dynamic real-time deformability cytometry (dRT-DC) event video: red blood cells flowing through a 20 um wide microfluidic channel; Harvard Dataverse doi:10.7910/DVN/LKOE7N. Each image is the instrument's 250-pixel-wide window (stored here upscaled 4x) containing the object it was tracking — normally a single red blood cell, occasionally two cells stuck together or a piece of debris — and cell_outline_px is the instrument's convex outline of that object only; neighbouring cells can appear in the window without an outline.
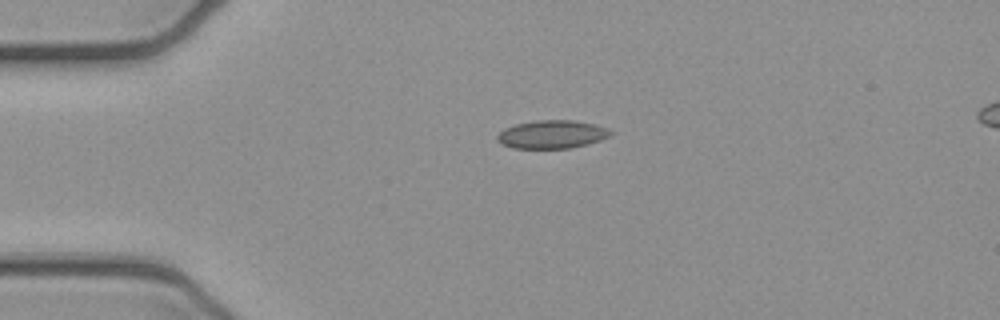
{"species": "common noctule bat (a hibernating species)", "species_latin": "Nyctalus noctula", "temperature_condition": "cold", "stored_images_in_passage": 4, "camera_frame_rate_fps": 3000, "um_per_image_px": 0.085, "animal": {"sex": "female", "body_mass_g": 21.9}, "frame": {"image": 1, "passage_image": 4, "time_ms": 1.0, "image_size_px": [1000, 320], "cell_outline_px": [[616, 132], [612, 136], [588, 144], [568, 148], [512, 148], [500, 144], [496, 140], [496, 136], [504, 128], [516, 124], [536, 120], [576, 120], [596, 124], [608, 128]], "centroid_in_image_um": [46.95, 11.41], "position_along_channel_um": 38.0, "area_um2": 18.96}}